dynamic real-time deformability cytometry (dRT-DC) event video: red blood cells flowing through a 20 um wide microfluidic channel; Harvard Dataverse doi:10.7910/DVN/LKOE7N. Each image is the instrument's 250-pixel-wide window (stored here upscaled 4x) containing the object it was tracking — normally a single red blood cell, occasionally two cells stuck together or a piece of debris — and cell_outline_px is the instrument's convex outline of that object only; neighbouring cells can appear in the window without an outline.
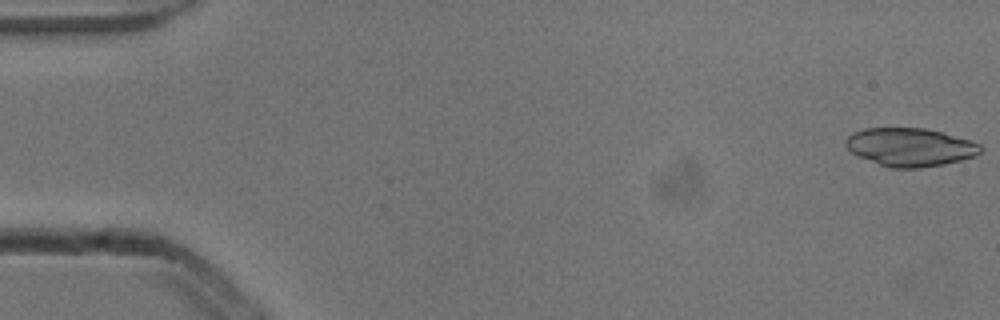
{"species": "common noctule bat (a hibernating species)", "species_latin": "Nyctalus noctula", "temperature_condition": "cold", "stored_images_in_passage": 5, "camera_frame_rate_fps": 3000, "um_per_image_px": 0.085, "animal": {"sex": "male", "body_mass_g": 13.3}, "frame": {"image": 1, "passage_image": 1, "time_ms": 0.0, "image_size_px": [1000, 320], "cell_outline_px": [[984, 148], [976, 156], [944, 164], [916, 168], [892, 168], [880, 164], [860, 156], [852, 152], [844, 144], [844, 140], [852, 132], [864, 128], [924, 128], [944, 132], [972, 140], [980, 144]], "centroid_in_image_um": [77.39, 12.49], "position_along_channel_um": 7.6, "area_um2": 30.11}}
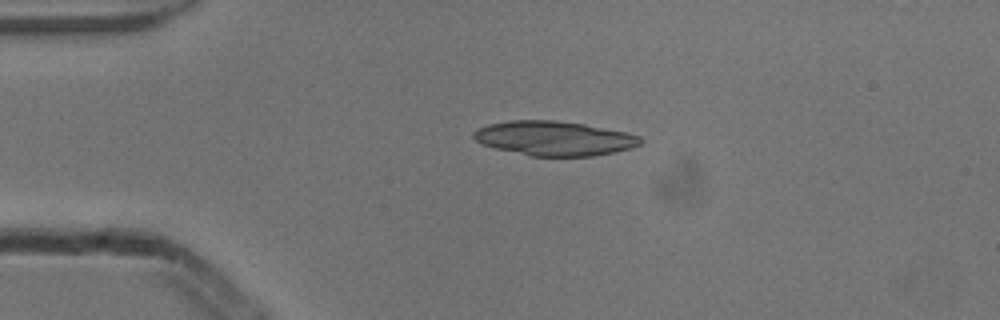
{"frame": {"image": 2, "passage_image": 4, "time_ms": 1.0, "image_size_px": [1000, 320], "cell_outline_px": [[644, 140], [640, 144], [632, 148], [616, 152], [592, 156], [532, 156], [496, 148], [484, 144], [476, 140], [472, 136], [472, 132], [488, 124], [508, 120], [556, 120], [584, 124], [624, 132], [640, 136]], "centroid_in_image_um": [47.13, 11.75], "position_along_channel_um": 37.9, "area_um2": 33.41}}